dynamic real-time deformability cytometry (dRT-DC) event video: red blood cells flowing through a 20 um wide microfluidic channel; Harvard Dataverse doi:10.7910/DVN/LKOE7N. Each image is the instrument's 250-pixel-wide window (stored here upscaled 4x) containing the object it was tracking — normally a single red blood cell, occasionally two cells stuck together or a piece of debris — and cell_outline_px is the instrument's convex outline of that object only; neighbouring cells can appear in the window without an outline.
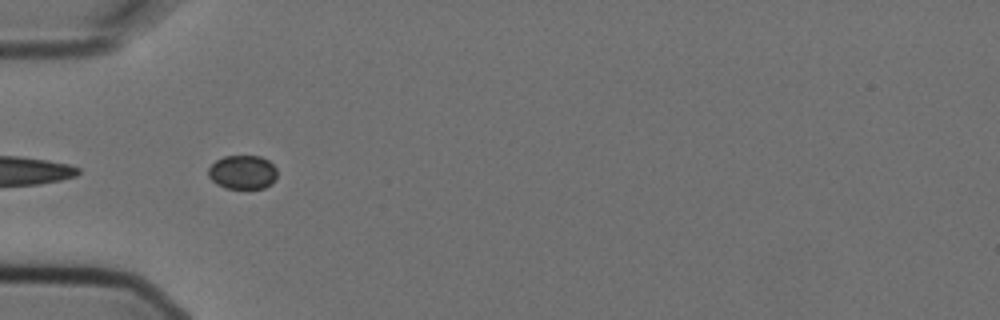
{"species": "Egyptian fruit bat (a non-hibernating species)", "species_latin": "Rousettus aegyptiacus", "temperature_condition": "cold", "stored_images_in_passage": 1, "camera_frame_rate_fps": 3000, "um_per_image_px": 0.085, "animal": {"sex": "female"}, "frame": {"image": 1, "passage_image": 1, "time_ms": 0.0, "image_size_px": [1000, 320], "cell_outline_px": [[276, 176], [272, 184], [264, 188], [224, 188], [216, 184], [208, 176], [208, 168], [216, 160], [224, 156], [260, 156], [268, 160], [276, 168]], "centroid_in_image_um": [20.61, 14.64], "position_along_channel_um": 64.4, "area_um2": 13.64}}